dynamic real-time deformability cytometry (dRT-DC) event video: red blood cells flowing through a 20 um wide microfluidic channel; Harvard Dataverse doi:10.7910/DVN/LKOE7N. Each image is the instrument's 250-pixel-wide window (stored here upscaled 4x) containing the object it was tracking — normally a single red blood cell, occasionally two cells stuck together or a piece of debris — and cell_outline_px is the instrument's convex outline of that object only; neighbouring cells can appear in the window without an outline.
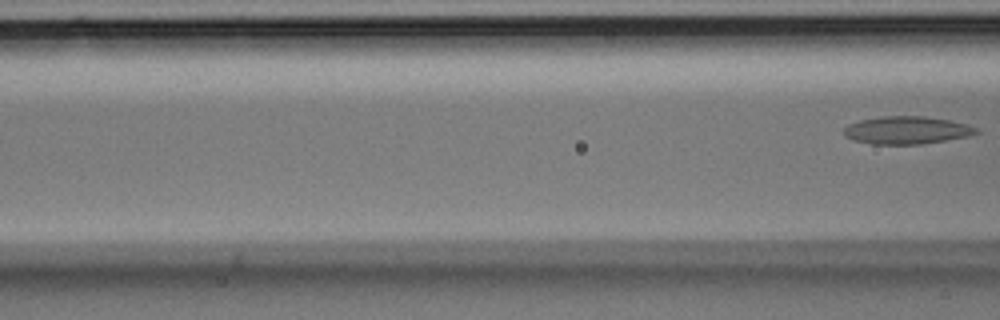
{"species": "Egyptian fruit bat (a non-hibernating species)", "species_latin": "Rousettus aegyptiacus", "temperature_condition": "room temperature", "stored_images_in_passage": 3, "segment_of_instrument_passage": [2, 2], "camera_frame_rate_fps": 3000, "um_per_image_px": 0.085, "animal": {"sex": "male"}, "frame": {"image": 1, "passage_image": 3, "time_ms": 0.667, "image_size_px": [1000, 320], "cell_outline_px": [[980, 132], [968, 136], [920, 144], [872, 144], [856, 140], [844, 136], [844, 128], [848, 124], [860, 120], [884, 116], [924, 116], [948, 120], [980, 128]], "centroid_in_image_um": [77.07, 11.06], "position_along_channel_um": 89.5, "area_um2": 21.15}}